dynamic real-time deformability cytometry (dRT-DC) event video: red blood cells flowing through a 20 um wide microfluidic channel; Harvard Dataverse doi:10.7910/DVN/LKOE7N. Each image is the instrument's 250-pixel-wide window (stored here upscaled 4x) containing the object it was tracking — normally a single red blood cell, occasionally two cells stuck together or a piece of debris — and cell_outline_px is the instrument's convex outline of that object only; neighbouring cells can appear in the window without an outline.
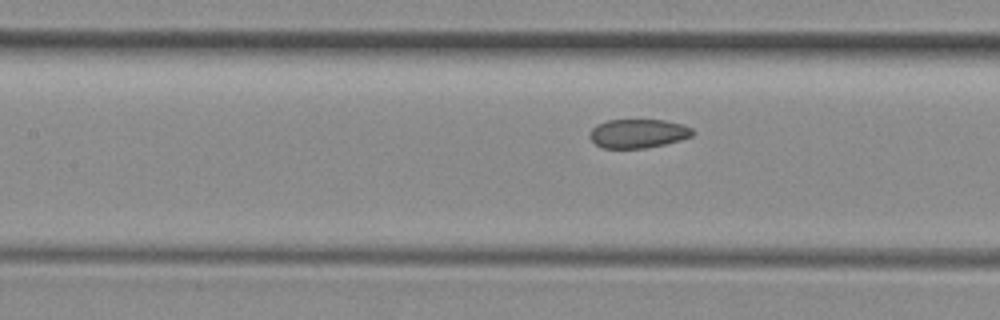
{"species": "common noctule bat (a hibernating species)", "species_latin": "Nyctalus noctula", "temperature_condition": "room temperature", "stored_images_in_passage": 7, "camera_frame_rate_fps": 3000, "um_per_image_px": 0.085, "animal": {"sex": "female", "body_mass_g": 29.2, "forearm_length_mm": 56.3}, "frame": {"image": 1, "passage_image": 7, "time_ms": 8.0, "image_size_px": [1000, 320], "cell_outline_px": [[696, 132], [692, 136], [680, 140], [664, 144], [644, 148], [600, 148], [588, 136], [592, 128], [596, 124], [608, 120], [664, 120], [684, 124], [692, 128]], "centroid_in_image_um": [54.24, 11.34], "position_along_channel_um": 153.2, "area_um2": 17.46}}